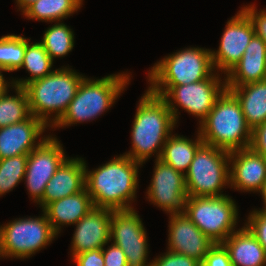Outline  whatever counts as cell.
<instances>
[{
	"instance_id": "obj_1",
	"label": "cell",
	"mask_w": 266,
	"mask_h": 266,
	"mask_svg": "<svg viewBox=\"0 0 266 266\" xmlns=\"http://www.w3.org/2000/svg\"><path fill=\"white\" fill-rule=\"evenodd\" d=\"M141 165L121 155L93 171H88L85 166V188L93 206L111 210L132 209L130 204L136 197L138 167Z\"/></svg>"
},
{
	"instance_id": "obj_2",
	"label": "cell",
	"mask_w": 266,
	"mask_h": 266,
	"mask_svg": "<svg viewBox=\"0 0 266 266\" xmlns=\"http://www.w3.org/2000/svg\"><path fill=\"white\" fill-rule=\"evenodd\" d=\"M132 126V150L124 155L143 165L153 153L160 158L177 122L166 102L149 90L139 100ZM159 150V151H158Z\"/></svg>"
},
{
	"instance_id": "obj_3",
	"label": "cell",
	"mask_w": 266,
	"mask_h": 266,
	"mask_svg": "<svg viewBox=\"0 0 266 266\" xmlns=\"http://www.w3.org/2000/svg\"><path fill=\"white\" fill-rule=\"evenodd\" d=\"M199 125V133L205 144L228 152L251 145L252 129L246 123L239 101L228 89L216 100Z\"/></svg>"
},
{
	"instance_id": "obj_4",
	"label": "cell",
	"mask_w": 266,
	"mask_h": 266,
	"mask_svg": "<svg viewBox=\"0 0 266 266\" xmlns=\"http://www.w3.org/2000/svg\"><path fill=\"white\" fill-rule=\"evenodd\" d=\"M84 77L69 67H63L28 83L24 88L31 115L53 128L66 112ZM52 113H55L54 118L50 115Z\"/></svg>"
},
{
	"instance_id": "obj_5",
	"label": "cell",
	"mask_w": 266,
	"mask_h": 266,
	"mask_svg": "<svg viewBox=\"0 0 266 266\" xmlns=\"http://www.w3.org/2000/svg\"><path fill=\"white\" fill-rule=\"evenodd\" d=\"M211 50L190 47L158 61L148 73V90L162 97L171 87L200 82L214 72Z\"/></svg>"
},
{
	"instance_id": "obj_6",
	"label": "cell",
	"mask_w": 266,
	"mask_h": 266,
	"mask_svg": "<svg viewBox=\"0 0 266 266\" xmlns=\"http://www.w3.org/2000/svg\"><path fill=\"white\" fill-rule=\"evenodd\" d=\"M129 77L127 73L112 74L96 80L84 77L66 112L53 127L71 126L97 118L112 107L129 84Z\"/></svg>"
},
{
	"instance_id": "obj_7",
	"label": "cell",
	"mask_w": 266,
	"mask_h": 266,
	"mask_svg": "<svg viewBox=\"0 0 266 266\" xmlns=\"http://www.w3.org/2000/svg\"><path fill=\"white\" fill-rule=\"evenodd\" d=\"M230 152L203 143L185 174L187 195L191 197H220L222 188L230 185Z\"/></svg>"
},
{
	"instance_id": "obj_8",
	"label": "cell",
	"mask_w": 266,
	"mask_h": 266,
	"mask_svg": "<svg viewBox=\"0 0 266 266\" xmlns=\"http://www.w3.org/2000/svg\"><path fill=\"white\" fill-rule=\"evenodd\" d=\"M184 213L211 241L222 243L237 231L238 210L228 195L191 197L185 201Z\"/></svg>"
},
{
	"instance_id": "obj_9",
	"label": "cell",
	"mask_w": 266,
	"mask_h": 266,
	"mask_svg": "<svg viewBox=\"0 0 266 266\" xmlns=\"http://www.w3.org/2000/svg\"><path fill=\"white\" fill-rule=\"evenodd\" d=\"M57 236L44 211L41 217L15 219L0 226V257L28 258Z\"/></svg>"
},
{
	"instance_id": "obj_10",
	"label": "cell",
	"mask_w": 266,
	"mask_h": 266,
	"mask_svg": "<svg viewBox=\"0 0 266 266\" xmlns=\"http://www.w3.org/2000/svg\"><path fill=\"white\" fill-rule=\"evenodd\" d=\"M219 75L213 73L200 82L173 86L161 97L169 107L175 122L179 117L176 103L187 113L199 118V123L207 117L216 100L227 89L226 80L222 81Z\"/></svg>"
},
{
	"instance_id": "obj_11",
	"label": "cell",
	"mask_w": 266,
	"mask_h": 266,
	"mask_svg": "<svg viewBox=\"0 0 266 266\" xmlns=\"http://www.w3.org/2000/svg\"><path fill=\"white\" fill-rule=\"evenodd\" d=\"M110 239L122 249L128 266H151V262L147 263L149 245L146 231L140 216L133 208L113 210Z\"/></svg>"
},
{
	"instance_id": "obj_12",
	"label": "cell",
	"mask_w": 266,
	"mask_h": 266,
	"mask_svg": "<svg viewBox=\"0 0 266 266\" xmlns=\"http://www.w3.org/2000/svg\"><path fill=\"white\" fill-rule=\"evenodd\" d=\"M67 158L62 144L52 135L46 136L28 154L24 179L32 200L37 204L43 198L47 183Z\"/></svg>"
},
{
	"instance_id": "obj_13",
	"label": "cell",
	"mask_w": 266,
	"mask_h": 266,
	"mask_svg": "<svg viewBox=\"0 0 266 266\" xmlns=\"http://www.w3.org/2000/svg\"><path fill=\"white\" fill-rule=\"evenodd\" d=\"M154 174L147 190V198L166 213L181 214L188 198L185 175L161 159L155 160Z\"/></svg>"
},
{
	"instance_id": "obj_14",
	"label": "cell",
	"mask_w": 266,
	"mask_h": 266,
	"mask_svg": "<svg viewBox=\"0 0 266 266\" xmlns=\"http://www.w3.org/2000/svg\"><path fill=\"white\" fill-rule=\"evenodd\" d=\"M255 35L253 25L248 16L242 11L232 17L226 24L219 49L211 50L215 71L227 74L242 58L247 45ZM217 68V69H216Z\"/></svg>"
},
{
	"instance_id": "obj_15",
	"label": "cell",
	"mask_w": 266,
	"mask_h": 266,
	"mask_svg": "<svg viewBox=\"0 0 266 266\" xmlns=\"http://www.w3.org/2000/svg\"><path fill=\"white\" fill-rule=\"evenodd\" d=\"M168 227V250L189 256L202 264L215 243L185 213L171 214Z\"/></svg>"
},
{
	"instance_id": "obj_16",
	"label": "cell",
	"mask_w": 266,
	"mask_h": 266,
	"mask_svg": "<svg viewBox=\"0 0 266 266\" xmlns=\"http://www.w3.org/2000/svg\"><path fill=\"white\" fill-rule=\"evenodd\" d=\"M113 210L93 207L76 223L72 238V257L86 251L102 249L111 241L110 228Z\"/></svg>"
},
{
	"instance_id": "obj_17",
	"label": "cell",
	"mask_w": 266,
	"mask_h": 266,
	"mask_svg": "<svg viewBox=\"0 0 266 266\" xmlns=\"http://www.w3.org/2000/svg\"><path fill=\"white\" fill-rule=\"evenodd\" d=\"M230 185L235 190L260 192L266 180V157L251 147L230 152Z\"/></svg>"
},
{
	"instance_id": "obj_18",
	"label": "cell",
	"mask_w": 266,
	"mask_h": 266,
	"mask_svg": "<svg viewBox=\"0 0 266 266\" xmlns=\"http://www.w3.org/2000/svg\"><path fill=\"white\" fill-rule=\"evenodd\" d=\"M46 128L47 126L33 115L22 122L1 127L0 159L29 154L46 138L42 136L40 141H36Z\"/></svg>"
},
{
	"instance_id": "obj_19",
	"label": "cell",
	"mask_w": 266,
	"mask_h": 266,
	"mask_svg": "<svg viewBox=\"0 0 266 266\" xmlns=\"http://www.w3.org/2000/svg\"><path fill=\"white\" fill-rule=\"evenodd\" d=\"M83 158H67L47 183L43 198L38 203L42 210L56 200L79 193L85 188Z\"/></svg>"
},
{
	"instance_id": "obj_20",
	"label": "cell",
	"mask_w": 266,
	"mask_h": 266,
	"mask_svg": "<svg viewBox=\"0 0 266 266\" xmlns=\"http://www.w3.org/2000/svg\"><path fill=\"white\" fill-rule=\"evenodd\" d=\"M226 87L266 79V43L254 35L239 62L226 74Z\"/></svg>"
},
{
	"instance_id": "obj_21",
	"label": "cell",
	"mask_w": 266,
	"mask_h": 266,
	"mask_svg": "<svg viewBox=\"0 0 266 266\" xmlns=\"http://www.w3.org/2000/svg\"><path fill=\"white\" fill-rule=\"evenodd\" d=\"M86 188L77 194L49 203L42 211L47 216L53 231L58 235L61 226L74 225L93 208Z\"/></svg>"
},
{
	"instance_id": "obj_22",
	"label": "cell",
	"mask_w": 266,
	"mask_h": 266,
	"mask_svg": "<svg viewBox=\"0 0 266 266\" xmlns=\"http://www.w3.org/2000/svg\"><path fill=\"white\" fill-rule=\"evenodd\" d=\"M222 244L232 266H266V251L246 226L233 232Z\"/></svg>"
},
{
	"instance_id": "obj_23",
	"label": "cell",
	"mask_w": 266,
	"mask_h": 266,
	"mask_svg": "<svg viewBox=\"0 0 266 266\" xmlns=\"http://www.w3.org/2000/svg\"><path fill=\"white\" fill-rule=\"evenodd\" d=\"M227 89L239 101L246 123L252 130L266 122V79Z\"/></svg>"
},
{
	"instance_id": "obj_24",
	"label": "cell",
	"mask_w": 266,
	"mask_h": 266,
	"mask_svg": "<svg viewBox=\"0 0 266 266\" xmlns=\"http://www.w3.org/2000/svg\"><path fill=\"white\" fill-rule=\"evenodd\" d=\"M197 133L195 141L185 136L171 134L163 146L159 159L185 175L194 159L196 151L204 143L199 131Z\"/></svg>"
},
{
	"instance_id": "obj_25",
	"label": "cell",
	"mask_w": 266,
	"mask_h": 266,
	"mask_svg": "<svg viewBox=\"0 0 266 266\" xmlns=\"http://www.w3.org/2000/svg\"><path fill=\"white\" fill-rule=\"evenodd\" d=\"M83 0H37L29 5L23 15L28 19L45 22H61V20L77 12Z\"/></svg>"
},
{
	"instance_id": "obj_26",
	"label": "cell",
	"mask_w": 266,
	"mask_h": 266,
	"mask_svg": "<svg viewBox=\"0 0 266 266\" xmlns=\"http://www.w3.org/2000/svg\"><path fill=\"white\" fill-rule=\"evenodd\" d=\"M26 38L24 61L20 69L25 68L29 74L28 79L12 80L14 86L25 87L28 83L49 75L53 70V61L40 42L29 43Z\"/></svg>"
},
{
	"instance_id": "obj_27",
	"label": "cell",
	"mask_w": 266,
	"mask_h": 266,
	"mask_svg": "<svg viewBox=\"0 0 266 266\" xmlns=\"http://www.w3.org/2000/svg\"><path fill=\"white\" fill-rule=\"evenodd\" d=\"M16 96H10L9 90L0 97V128L16 124L31 116L28 95L24 87L12 85Z\"/></svg>"
},
{
	"instance_id": "obj_28",
	"label": "cell",
	"mask_w": 266,
	"mask_h": 266,
	"mask_svg": "<svg viewBox=\"0 0 266 266\" xmlns=\"http://www.w3.org/2000/svg\"><path fill=\"white\" fill-rule=\"evenodd\" d=\"M40 43L52 61L56 57L66 56L74 47L73 30L63 23L56 22L45 31Z\"/></svg>"
},
{
	"instance_id": "obj_29",
	"label": "cell",
	"mask_w": 266,
	"mask_h": 266,
	"mask_svg": "<svg viewBox=\"0 0 266 266\" xmlns=\"http://www.w3.org/2000/svg\"><path fill=\"white\" fill-rule=\"evenodd\" d=\"M26 38L21 35H5L0 38V71H17L23 64Z\"/></svg>"
},
{
	"instance_id": "obj_30",
	"label": "cell",
	"mask_w": 266,
	"mask_h": 266,
	"mask_svg": "<svg viewBox=\"0 0 266 266\" xmlns=\"http://www.w3.org/2000/svg\"><path fill=\"white\" fill-rule=\"evenodd\" d=\"M28 154L0 159V196L24 180Z\"/></svg>"
},
{
	"instance_id": "obj_31",
	"label": "cell",
	"mask_w": 266,
	"mask_h": 266,
	"mask_svg": "<svg viewBox=\"0 0 266 266\" xmlns=\"http://www.w3.org/2000/svg\"><path fill=\"white\" fill-rule=\"evenodd\" d=\"M247 219L248 221L245 223V226L251 231L266 251V211L255 209L250 213Z\"/></svg>"
},
{
	"instance_id": "obj_32",
	"label": "cell",
	"mask_w": 266,
	"mask_h": 266,
	"mask_svg": "<svg viewBox=\"0 0 266 266\" xmlns=\"http://www.w3.org/2000/svg\"><path fill=\"white\" fill-rule=\"evenodd\" d=\"M151 266H201V263L184 254L168 250L164 255L152 260Z\"/></svg>"
},
{
	"instance_id": "obj_33",
	"label": "cell",
	"mask_w": 266,
	"mask_h": 266,
	"mask_svg": "<svg viewBox=\"0 0 266 266\" xmlns=\"http://www.w3.org/2000/svg\"><path fill=\"white\" fill-rule=\"evenodd\" d=\"M254 5H249L241 8L248 16L257 37H260L266 43V10L257 12Z\"/></svg>"
},
{
	"instance_id": "obj_34",
	"label": "cell",
	"mask_w": 266,
	"mask_h": 266,
	"mask_svg": "<svg viewBox=\"0 0 266 266\" xmlns=\"http://www.w3.org/2000/svg\"><path fill=\"white\" fill-rule=\"evenodd\" d=\"M201 266H232L225 246L222 243L214 244L207 252Z\"/></svg>"
},
{
	"instance_id": "obj_35",
	"label": "cell",
	"mask_w": 266,
	"mask_h": 266,
	"mask_svg": "<svg viewBox=\"0 0 266 266\" xmlns=\"http://www.w3.org/2000/svg\"><path fill=\"white\" fill-rule=\"evenodd\" d=\"M104 266H128L126 256L122 249L112 243L107 250L102 248Z\"/></svg>"
},
{
	"instance_id": "obj_36",
	"label": "cell",
	"mask_w": 266,
	"mask_h": 266,
	"mask_svg": "<svg viewBox=\"0 0 266 266\" xmlns=\"http://www.w3.org/2000/svg\"><path fill=\"white\" fill-rule=\"evenodd\" d=\"M72 258L77 266H104L102 249L76 254Z\"/></svg>"
},
{
	"instance_id": "obj_37",
	"label": "cell",
	"mask_w": 266,
	"mask_h": 266,
	"mask_svg": "<svg viewBox=\"0 0 266 266\" xmlns=\"http://www.w3.org/2000/svg\"><path fill=\"white\" fill-rule=\"evenodd\" d=\"M250 147L257 153L266 157V122L256 126L252 130Z\"/></svg>"
},
{
	"instance_id": "obj_38",
	"label": "cell",
	"mask_w": 266,
	"mask_h": 266,
	"mask_svg": "<svg viewBox=\"0 0 266 266\" xmlns=\"http://www.w3.org/2000/svg\"><path fill=\"white\" fill-rule=\"evenodd\" d=\"M8 83L4 79L2 72H0V97L6 92V90H8L9 86H12V83Z\"/></svg>"
},
{
	"instance_id": "obj_39",
	"label": "cell",
	"mask_w": 266,
	"mask_h": 266,
	"mask_svg": "<svg viewBox=\"0 0 266 266\" xmlns=\"http://www.w3.org/2000/svg\"><path fill=\"white\" fill-rule=\"evenodd\" d=\"M35 1L37 0H16V3L18 5V9H21V12H23L29 5H31Z\"/></svg>"
},
{
	"instance_id": "obj_40",
	"label": "cell",
	"mask_w": 266,
	"mask_h": 266,
	"mask_svg": "<svg viewBox=\"0 0 266 266\" xmlns=\"http://www.w3.org/2000/svg\"><path fill=\"white\" fill-rule=\"evenodd\" d=\"M260 195H262V198H263V202H264V208H262L261 210H264L266 211V180L264 182V185H263V188L262 190L260 191Z\"/></svg>"
}]
</instances>
